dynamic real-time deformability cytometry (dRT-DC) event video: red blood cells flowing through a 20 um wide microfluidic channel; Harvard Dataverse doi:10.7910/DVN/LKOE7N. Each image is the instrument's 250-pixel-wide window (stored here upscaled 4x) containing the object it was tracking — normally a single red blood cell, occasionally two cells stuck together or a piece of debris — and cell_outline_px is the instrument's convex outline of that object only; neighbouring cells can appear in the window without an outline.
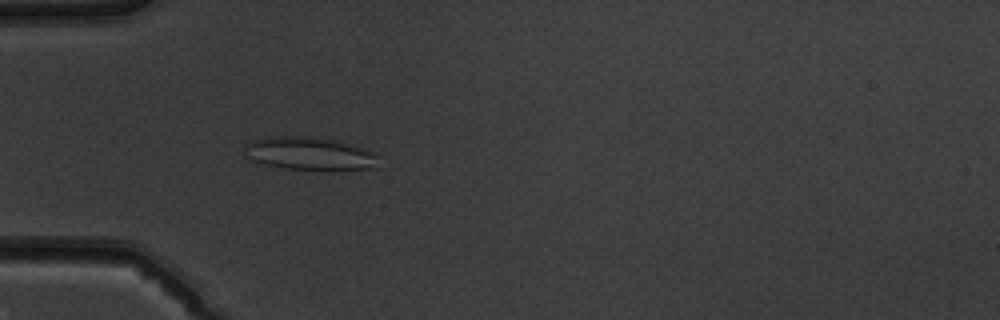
{"species": "common noctule bat (a hibernating species)", "species_latin": "Nyctalus noctula", "temperature_condition": "warm", "stored_images_in_passage": 53, "camera_frame_rate_fps": 3000, "um_per_image_px": 0.085, "animal": {"sex": "male", "body_mass_g": 19.5, "forearm_length_mm": 54.6}, "frame": {"image": 1, "passage_image": 17, "time_ms": 5.333, "image_size_px": [1000, 320], "cell_outline_px": [[376, 168], [336, 172], [320, 172], [288, 168], [268, 164], [252, 160], [248, 156], [244, 148], [244, 144], [252, 140], [276, 136], [304, 136], [336, 140], [360, 148], [376, 156]], "centroid_in_image_um": [26.32, 13.1], "position_along_channel_um": 58.7, "area_um2": 25.89}}
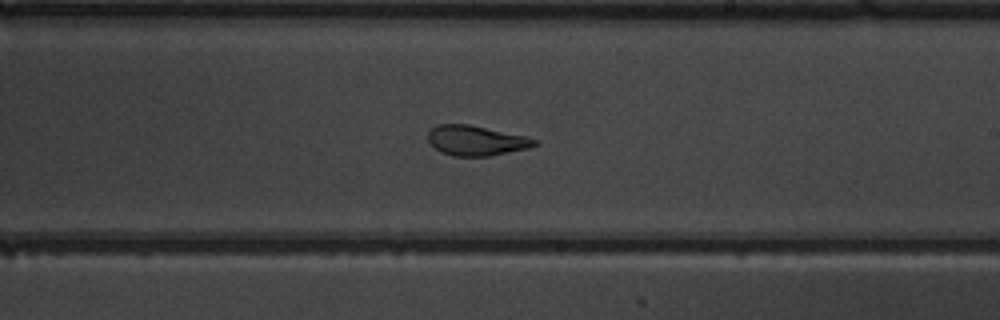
{"frame": {"image": 2, "passage_image": 32, "time_ms": 10.333, "image_size_px": [1000, 320], "cell_outline_px": [[540, 144], [528, 148], [488, 156], [452, 156], [440, 152], [428, 140], [428, 132], [436, 124], [468, 124], [528, 136], [536, 140]], "centroid_in_image_um": [40.48, 11.94], "position_along_channel_um": 248.5, "area_um2": 18.67}}
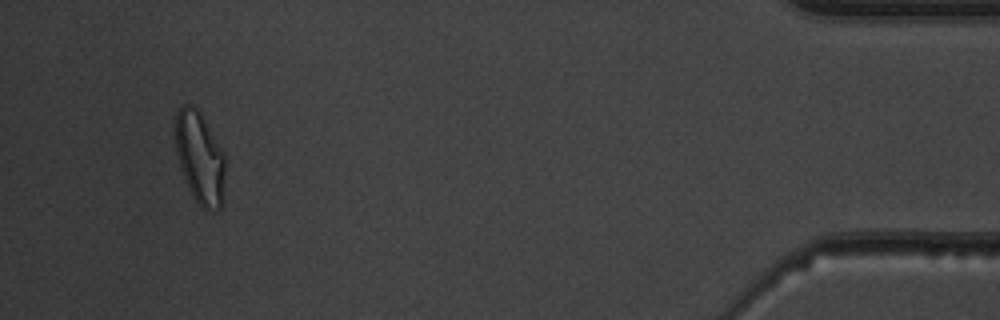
{"frame": {"image": 3, "passage_image": 50, "time_ms": 16.333, "image_size_px": [1000, 320], "cell_outline_px": [[224, 200], [220, 208], [212, 212], [200, 208], [192, 196], [188, 188], [180, 168], [176, 152], [176, 112], [184, 104], [188, 104], [196, 108], [200, 112], [224, 152]], "centroid_in_image_um": [17.0, 13.48], "position_along_channel_um": 418.2, "area_um2": 26.93}, "authors_computed_cell_mechanics": {"area_um2": 23.698, "velocity_mm_per_s": 3.9241, "shape_relaxation_time_tau1_ms": 7.7515, "shape_relaxation_time_tau2_ms": 1.2625, "deformation_change_tau1": 0.2329, "deformation_change_tau2": 0.1022}}